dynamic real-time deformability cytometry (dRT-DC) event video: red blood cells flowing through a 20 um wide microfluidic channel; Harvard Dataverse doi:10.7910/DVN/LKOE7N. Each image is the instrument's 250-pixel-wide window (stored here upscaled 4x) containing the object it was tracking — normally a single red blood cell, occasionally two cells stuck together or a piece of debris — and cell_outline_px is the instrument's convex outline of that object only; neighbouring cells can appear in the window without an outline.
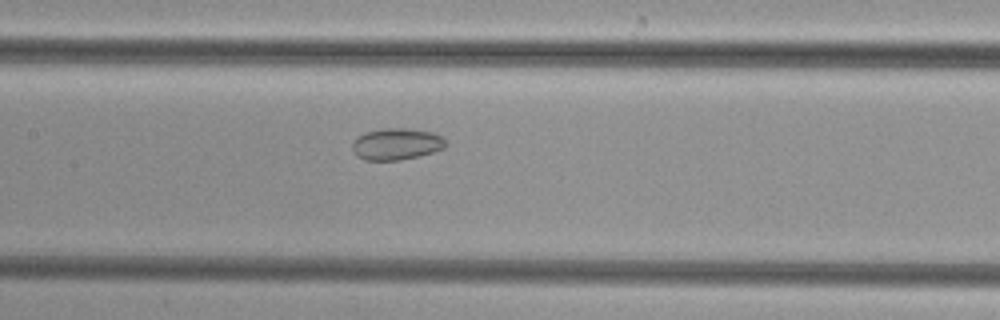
{"species": "common noctule bat (a hibernating species)", "species_latin": "Nyctalus noctula", "temperature_condition": "cold", "stored_images_in_passage": 42, "camera_frame_rate_fps": 3000, "um_per_image_px": 0.085, "animal": {"sex": "female", "body_mass_g": 29.2, "forearm_length_mm": 56.3}, "frame": {"image": 1, "passage_image": 16, "time_ms": 5.0, "image_size_px": [1000, 320], "cell_outline_px": [[448, 144], [444, 148], [420, 156], [400, 160], [364, 160], [356, 156], [352, 148], [352, 140], [368, 132], [380, 128], [404, 128], [432, 132], [440, 136]], "centroid_in_image_um": [33.69, 12.25], "position_along_channel_um": 173.7, "area_um2": 17.22}}
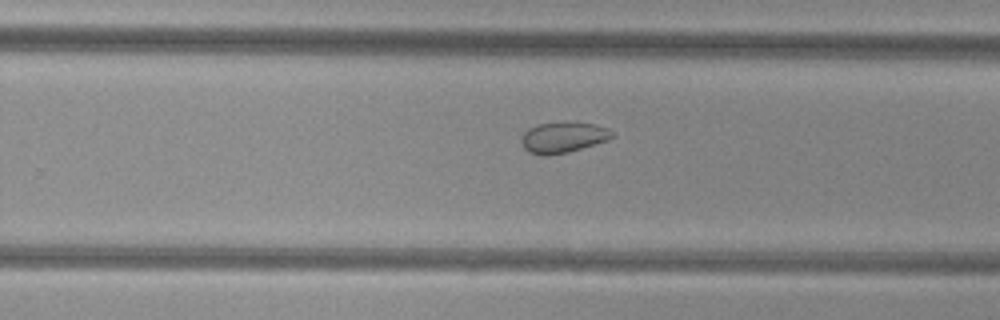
{"frame": {"image": 2, "passage_image": 24, "time_ms": 7.667, "image_size_px": [1000, 320], "cell_outline_px": [[616, 136], [608, 140], [568, 152], [548, 156], [544, 156], [528, 152], [524, 148], [520, 136], [528, 128], [536, 124], [564, 120], [596, 124], [608, 128]], "centroid_in_image_um": [47.86, 11.64], "position_along_channel_um": 281.9, "area_um2": 16.82}}
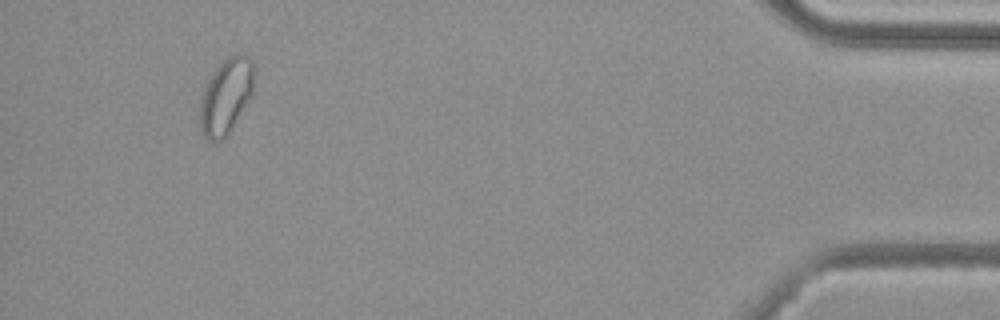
{"frame": {"image": 3, "passage_image": 39, "time_ms": 12.667, "image_size_px": [1000, 320], "cell_outline_px": [[256, 84], [252, 96], [232, 128], [224, 140], [208, 140], [204, 136], [200, 128], [196, 116], [200, 96], [204, 84], [216, 64], [232, 52], [244, 52], [252, 60], [256, 68]], "centroid_in_image_um": [19.2, 8.09], "position_along_channel_um": 416.0, "area_um2": 25.66}}